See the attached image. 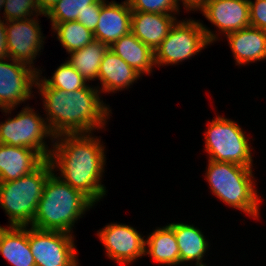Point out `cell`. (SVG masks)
<instances>
[{"label":"cell","instance_id":"9c48e42d","mask_svg":"<svg viewBox=\"0 0 266 266\" xmlns=\"http://www.w3.org/2000/svg\"><path fill=\"white\" fill-rule=\"evenodd\" d=\"M28 241L36 266H79L72 233L31 227Z\"/></svg>","mask_w":266,"mask_h":266},{"label":"cell","instance_id":"4dcf8cb0","mask_svg":"<svg viewBox=\"0 0 266 266\" xmlns=\"http://www.w3.org/2000/svg\"><path fill=\"white\" fill-rule=\"evenodd\" d=\"M1 18V17H0ZM9 58L7 47L6 23L0 19V60Z\"/></svg>","mask_w":266,"mask_h":266},{"label":"cell","instance_id":"8992f818","mask_svg":"<svg viewBox=\"0 0 266 266\" xmlns=\"http://www.w3.org/2000/svg\"><path fill=\"white\" fill-rule=\"evenodd\" d=\"M217 35L195 20L176 21L154 51L155 65L177 64L193 57L217 40Z\"/></svg>","mask_w":266,"mask_h":266},{"label":"cell","instance_id":"4fadbf2b","mask_svg":"<svg viewBox=\"0 0 266 266\" xmlns=\"http://www.w3.org/2000/svg\"><path fill=\"white\" fill-rule=\"evenodd\" d=\"M199 11L225 35L250 27L248 0H209Z\"/></svg>","mask_w":266,"mask_h":266},{"label":"cell","instance_id":"52a82bcc","mask_svg":"<svg viewBox=\"0 0 266 266\" xmlns=\"http://www.w3.org/2000/svg\"><path fill=\"white\" fill-rule=\"evenodd\" d=\"M208 125L205 133L208 160L253 167L249 138L236 122L218 115Z\"/></svg>","mask_w":266,"mask_h":266},{"label":"cell","instance_id":"9a60e30c","mask_svg":"<svg viewBox=\"0 0 266 266\" xmlns=\"http://www.w3.org/2000/svg\"><path fill=\"white\" fill-rule=\"evenodd\" d=\"M45 160L36 150L0 143V182L19 179L37 169Z\"/></svg>","mask_w":266,"mask_h":266},{"label":"cell","instance_id":"30bf717a","mask_svg":"<svg viewBox=\"0 0 266 266\" xmlns=\"http://www.w3.org/2000/svg\"><path fill=\"white\" fill-rule=\"evenodd\" d=\"M39 71L17 60H0V108L3 112L11 114L15 106L31 98Z\"/></svg>","mask_w":266,"mask_h":266},{"label":"cell","instance_id":"7c38bea8","mask_svg":"<svg viewBox=\"0 0 266 266\" xmlns=\"http://www.w3.org/2000/svg\"><path fill=\"white\" fill-rule=\"evenodd\" d=\"M34 18L6 21L7 47L9 59L34 66L33 61L44 43L39 26Z\"/></svg>","mask_w":266,"mask_h":266},{"label":"cell","instance_id":"d6a6232c","mask_svg":"<svg viewBox=\"0 0 266 266\" xmlns=\"http://www.w3.org/2000/svg\"><path fill=\"white\" fill-rule=\"evenodd\" d=\"M35 1L37 3L38 9L41 12V14L45 16L59 0H35Z\"/></svg>","mask_w":266,"mask_h":266},{"label":"cell","instance_id":"2e32d148","mask_svg":"<svg viewBox=\"0 0 266 266\" xmlns=\"http://www.w3.org/2000/svg\"><path fill=\"white\" fill-rule=\"evenodd\" d=\"M176 21L172 14L132 12L131 32L155 51Z\"/></svg>","mask_w":266,"mask_h":266},{"label":"cell","instance_id":"277c9868","mask_svg":"<svg viewBox=\"0 0 266 266\" xmlns=\"http://www.w3.org/2000/svg\"><path fill=\"white\" fill-rule=\"evenodd\" d=\"M208 162L206 179L212 193L230 207L258 218L261 199L254 187L252 167L232 162Z\"/></svg>","mask_w":266,"mask_h":266},{"label":"cell","instance_id":"4316f807","mask_svg":"<svg viewBox=\"0 0 266 266\" xmlns=\"http://www.w3.org/2000/svg\"><path fill=\"white\" fill-rule=\"evenodd\" d=\"M2 7H4L5 22L23 20L36 13L37 17L41 15L35 0H0V10L3 9Z\"/></svg>","mask_w":266,"mask_h":266},{"label":"cell","instance_id":"7402d4cb","mask_svg":"<svg viewBox=\"0 0 266 266\" xmlns=\"http://www.w3.org/2000/svg\"><path fill=\"white\" fill-rule=\"evenodd\" d=\"M145 247V255L149 254L156 263L169 266L180 264L177 240L169 225L155 229L146 239Z\"/></svg>","mask_w":266,"mask_h":266},{"label":"cell","instance_id":"ac0fdd59","mask_svg":"<svg viewBox=\"0 0 266 266\" xmlns=\"http://www.w3.org/2000/svg\"><path fill=\"white\" fill-rule=\"evenodd\" d=\"M141 75L110 49L107 50L98 71L102 85L101 93H109L128 88ZM136 80V81H135Z\"/></svg>","mask_w":266,"mask_h":266},{"label":"cell","instance_id":"ffe728a7","mask_svg":"<svg viewBox=\"0 0 266 266\" xmlns=\"http://www.w3.org/2000/svg\"><path fill=\"white\" fill-rule=\"evenodd\" d=\"M109 49L140 75L150 74L153 66H155L154 51L142 43L132 32L122 36Z\"/></svg>","mask_w":266,"mask_h":266},{"label":"cell","instance_id":"1f68e13d","mask_svg":"<svg viewBox=\"0 0 266 266\" xmlns=\"http://www.w3.org/2000/svg\"><path fill=\"white\" fill-rule=\"evenodd\" d=\"M179 1L177 3L179 5ZM186 10H200L209 0H181Z\"/></svg>","mask_w":266,"mask_h":266},{"label":"cell","instance_id":"5b68a950","mask_svg":"<svg viewBox=\"0 0 266 266\" xmlns=\"http://www.w3.org/2000/svg\"><path fill=\"white\" fill-rule=\"evenodd\" d=\"M53 171L51 162L46 159L31 173L0 182V205L10 219V226H31L44 185Z\"/></svg>","mask_w":266,"mask_h":266},{"label":"cell","instance_id":"5bb4252c","mask_svg":"<svg viewBox=\"0 0 266 266\" xmlns=\"http://www.w3.org/2000/svg\"><path fill=\"white\" fill-rule=\"evenodd\" d=\"M132 10L125 0L121 4L106 1L102 4L99 21L95 31L94 39L105 43L109 47L131 32Z\"/></svg>","mask_w":266,"mask_h":266},{"label":"cell","instance_id":"8fae6325","mask_svg":"<svg viewBox=\"0 0 266 266\" xmlns=\"http://www.w3.org/2000/svg\"><path fill=\"white\" fill-rule=\"evenodd\" d=\"M107 256L120 264H131L145 255L146 240L138 231L126 224L111 223L98 231Z\"/></svg>","mask_w":266,"mask_h":266},{"label":"cell","instance_id":"ba28073f","mask_svg":"<svg viewBox=\"0 0 266 266\" xmlns=\"http://www.w3.org/2000/svg\"><path fill=\"white\" fill-rule=\"evenodd\" d=\"M45 120L34 109L26 106L17 116L0 123V143L30 148L49 159L52 149L48 150L43 139L49 136L54 143L55 135Z\"/></svg>","mask_w":266,"mask_h":266},{"label":"cell","instance_id":"603a6c76","mask_svg":"<svg viewBox=\"0 0 266 266\" xmlns=\"http://www.w3.org/2000/svg\"><path fill=\"white\" fill-rule=\"evenodd\" d=\"M109 46L98 40H93L80 50L70 52L69 62L87 81L98 79V71L102 58Z\"/></svg>","mask_w":266,"mask_h":266},{"label":"cell","instance_id":"83f0119b","mask_svg":"<svg viewBox=\"0 0 266 266\" xmlns=\"http://www.w3.org/2000/svg\"><path fill=\"white\" fill-rule=\"evenodd\" d=\"M132 12L163 13L179 12L177 0H127Z\"/></svg>","mask_w":266,"mask_h":266},{"label":"cell","instance_id":"cb8c5ba5","mask_svg":"<svg viewBox=\"0 0 266 266\" xmlns=\"http://www.w3.org/2000/svg\"><path fill=\"white\" fill-rule=\"evenodd\" d=\"M52 29L68 53L80 50L95 40L93 32L78 21L57 23Z\"/></svg>","mask_w":266,"mask_h":266},{"label":"cell","instance_id":"e0dca14e","mask_svg":"<svg viewBox=\"0 0 266 266\" xmlns=\"http://www.w3.org/2000/svg\"><path fill=\"white\" fill-rule=\"evenodd\" d=\"M237 65L266 59V32L247 27L226 35Z\"/></svg>","mask_w":266,"mask_h":266},{"label":"cell","instance_id":"7a4b0ae2","mask_svg":"<svg viewBox=\"0 0 266 266\" xmlns=\"http://www.w3.org/2000/svg\"><path fill=\"white\" fill-rule=\"evenodd\" d=\"M40 72L36 86L42 96L46 122L50 131L55 135L91 133L102 129L109 118L111 110L100 99V90L89 84L74 92L50 88L41 78ZM110 112V113H109Z\"/></svg>","mask_w":266,"mask_h":266},{"label":"cell","instance_id":"d4e9b609","mask_svg":"<svg viewBox=\"0 0 266 266\" xmlns=\"http://www.w3.org/2000/svg\"><path fill=\"white\" fill-rule=\"evenodd\" d=\"M50 88L62 89L65 92H74L84 88L88 83L84 77L69 63H62L54 72L51 79H42Z\"/></svg>","mask_w":266,"mask_h":266},{"label":"cell","instance_id":"6da1fadb","mask_svg":"<svg viewBox=\"0 0 266 266\" xmlns=\"http://www.w3.org/2000/svg\"><path fill=\"white\" fill-rule=\"evenodd\" d=\"M92 134H62L55 136L49 158L52 168L59 169L63 181L80 190L94 204L106 195L101 184L106 157L101 139Z\"/></svg>","mask_w":266,"mask_h":266},{"label":"cell","instance_id":"484cf974","mask_svg":"<svg viewBox=\"0 0 266 266\" xmlns=\"http://www.w3.org/2000/svg\"><path fill=\"white\" fill-rule=\"evenodd\" d=\"M98 0H59L45 15L52 22V27L57 23L76 21L78 16L88 9V6Z\"/></svg>","mask_w":266,"mask_h":266},{"label":"cell","instance_id":"f546056e","mask_svg":"<svg viewBox=\"0 0 266 266\" xmlns=\"http://www.w3.org/2000/svg\"><path fill=\"white\" fill-rule=\"evenodd\" d=\"M105 1L106 0H98L96 3L88 6V9H86L81 16H78L76 21L80 22L84 27L94 32L99 21L102 4Z\"/></svg>","mask_w":266,"mask_h":266},{"label":"cell","instance_id":"f1b7e54d","mask_svg":"<svg viewBox=\"0 0 266 266\" xmlns=\"http://www.w3.org/2000/svg\"><path fill=\"white\" fill-rule=\"evenodd\" d=\"M250 26L266 32V0H248Z\"/></svg>","mask_w":266,"mask_h":266},{"label":"cell","instance_id":"d6986e66","mask_svg":"<svg viewBox=\"0 0 266 266\" xmlns=\"http://www.w3.org/2000/svg\"><path fill=\"white\" fill-rule=\"evenodd\" d=\"M8 228V229H7ZM0 226V253L12 266H36L27 226Z\"/></svg>","mask_w":266,"mask_h":266},{"label":"cell","instance_id":"3957f363","mask_svg":"<svg viewBox=\"0 0 266 266\" xmlns=\"http://www.w3.org/2000/svg\"><path fill=\"white\" fill-rule=\"evenodd\" d=\"M94 205L80 190L52 172L44 185L31 227L70 234L75 221Z\"/></svg>","mask_w":266,"mask_h":266},{"label":"cell","instance_id":"44dd1931","mask_svg":"<svg viewBox=\"0 0 266 266\" xmlns=\"http://www.w3.org/2000/svg\"><path fill=\"white\" fill-rule=\"evenodd\" d=\"M168 225L174 230L180 252V264L196 261V266H206L202 260L208 250L209 242L200 229L184 223Z\"/></svg>","mask_w":266,"mask_h":266}]
</instances>
